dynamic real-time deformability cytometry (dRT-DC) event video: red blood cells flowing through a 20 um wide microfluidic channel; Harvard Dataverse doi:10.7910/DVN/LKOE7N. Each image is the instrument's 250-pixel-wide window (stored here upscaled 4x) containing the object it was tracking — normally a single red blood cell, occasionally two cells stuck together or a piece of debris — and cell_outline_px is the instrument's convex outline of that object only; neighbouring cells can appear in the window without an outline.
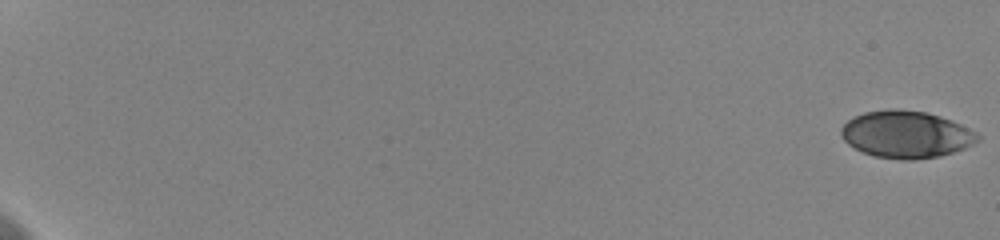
{"species": "human", "species_latin": "Homo sapiens", "temperature_condition": "cold", "stored_images_in_passage": 12, "camera_frame_rate_fps": 3000, "um_per_image_px": 0.085, "donor": {"sex": "female"}, "frame": {"image": 1, "passage_image": 1, "time_ms": 0.0, "image_size_px": [1000, 240], "cell_outline_px": [[980, 140], [964, 148], [940, 156], [912, 160], [900, 160], [876, 156], [864, 152], [848, 144], [840, 136], [840, 128], [852, 116], [864, 112], [900, 108], [928, 112], [952, 120], [976, 132], [980, 136]], "centroid_in_image_um": [77.01, 11.41], "position_along_channel_um": 8.0, "area_um2": 37.63}}